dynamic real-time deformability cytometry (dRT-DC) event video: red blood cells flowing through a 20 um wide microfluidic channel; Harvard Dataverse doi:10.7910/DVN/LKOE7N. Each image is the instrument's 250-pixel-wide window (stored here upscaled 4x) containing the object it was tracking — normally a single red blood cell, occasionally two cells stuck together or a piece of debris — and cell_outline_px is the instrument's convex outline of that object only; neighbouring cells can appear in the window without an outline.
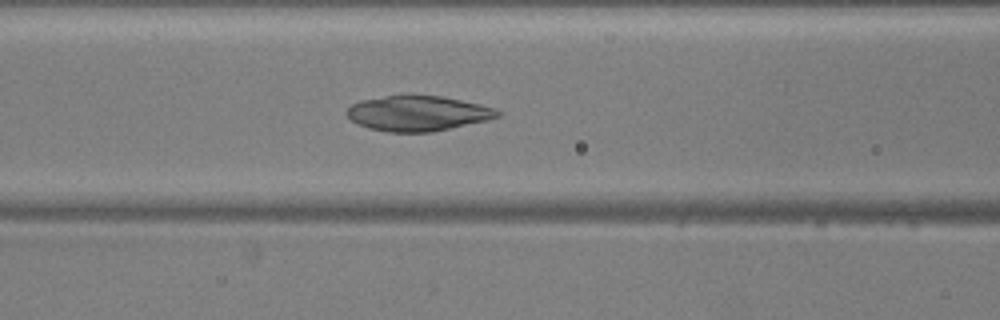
{"species": "common noctule bat (a hibernating species)", "species_latin": "Nyctalus noctula", "temperature_condition": "warm", "stored_images_in_passage": 52, "camera_frame_rate_fps": 3000, "um_per_image_px": 0.085, "animal": {"sex": "male", "body_mass_g": 20.5, "forearm_length_mm": 52.5}, "frame": {"image": 1, "passage_image": 21, "time_ms": 6.667, "image_size_px": [1000, 320], "cell_outline_px": [[500, 116], [488, 120], [432, 132], [388, 132], [368, 128], [356, 124], [344, 112], [352, 104], [360, 100], [384, 96], [444, 96], [480, 104], [496, 108], [500, 112]], "centroid_in_image_um": [35.51, 9.64], "position_along_channel_um": 131.1, "area_um2": 30.92}}
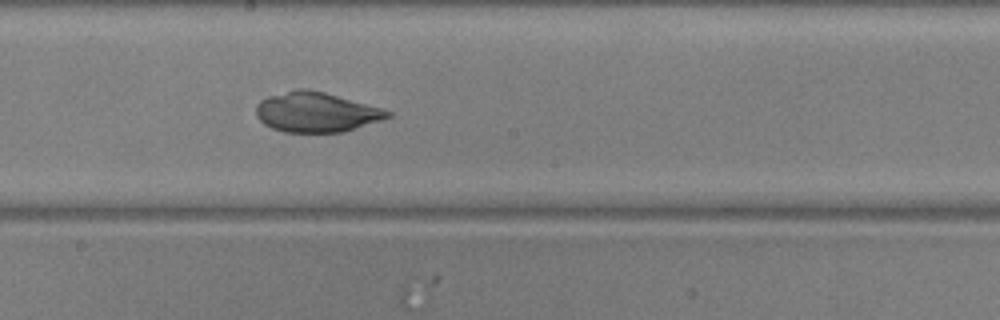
{"frame": {"image": 2, "passage_image": 28, "time_ms": 9.0, "image_size_px": [1000, 320], "cell_outline_px": [[392, 116], [344, 132], [284, 132], [272, 128], [264, 124], [256, 116], [256, 104], [260, 100], [268, 96], [296, 88], [308, 88], [324, 92], [384, 108], [392, 112]], "centroid_in_image_um": [26.87, 9.52], "position_along_channel_um": 221.3, "area_um2": 30.75}}
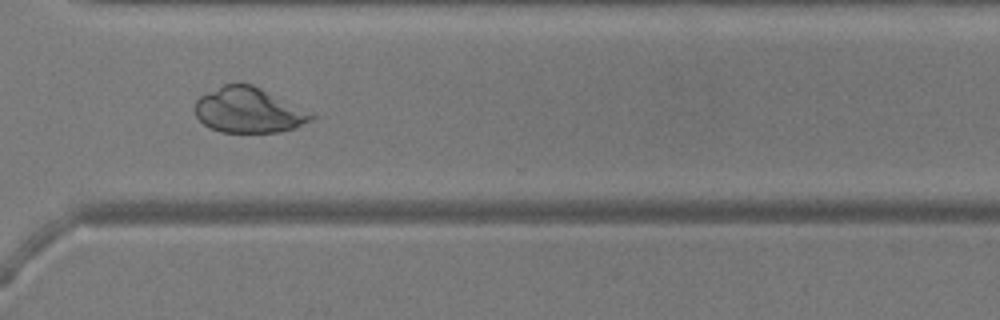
{"frame": {"image": 3, "passage_image": 38, "time_ms": 12.333, "image_size_px": [1000, 320], "cell_outline_px": [[316, 116], [312, 120], [292, 128], [280, 132], [220, 132], [204, 124], [196, 116], [192, 108], [196, 100], [200, 96], [224, 84], [236, 80], [252, 84], [316, 112]], "centroid_in_image_um": [21.16, 9.33], "position_along_channel_um": 349.4, "area_um2": 31.44}}